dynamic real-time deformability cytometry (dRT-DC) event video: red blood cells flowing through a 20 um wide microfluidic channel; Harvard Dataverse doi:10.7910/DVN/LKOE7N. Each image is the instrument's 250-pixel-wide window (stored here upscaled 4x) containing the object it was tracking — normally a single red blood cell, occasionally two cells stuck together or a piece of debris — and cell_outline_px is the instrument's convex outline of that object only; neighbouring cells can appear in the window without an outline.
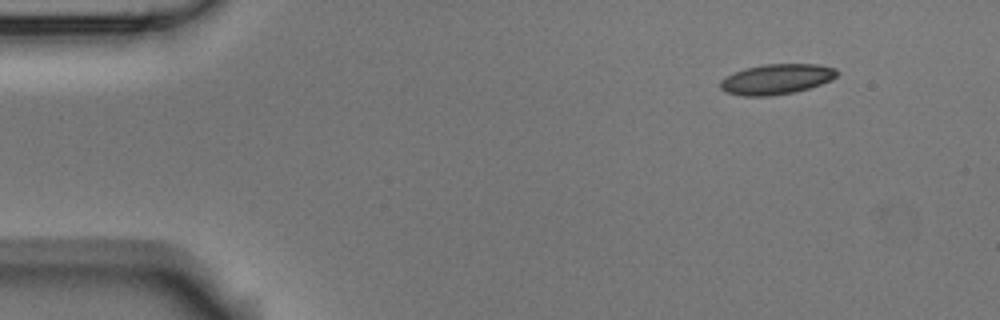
{"species": "Egyptian fruit bat (a non-hibernating species)", "species_latin": "Rousettus aegyptiacus", "temperature_condition": "room temperature", "stored_images_in_passage": 51, "camera_frame_rate_fps": 3000, "um_per_image_px": 0.085, "animal": {"sex": "male"}, "frame": {"image": 1, "passage_image": 1, "time_ms": 0.0, "image_size_px": [1000, 320], "cell_outline_px": [[840, 72], [832, 80], [796, 92], [768, 96], [744, 96], [728, 92], [720, 88], [720, 80], [732, 72], [744, 68], [764, 64], [816, 64], [836, 68]], "centroid_in_image_um": [66.0, 6.72], "position_along_channel_um": 19.0, "area_um2": 20.69}}
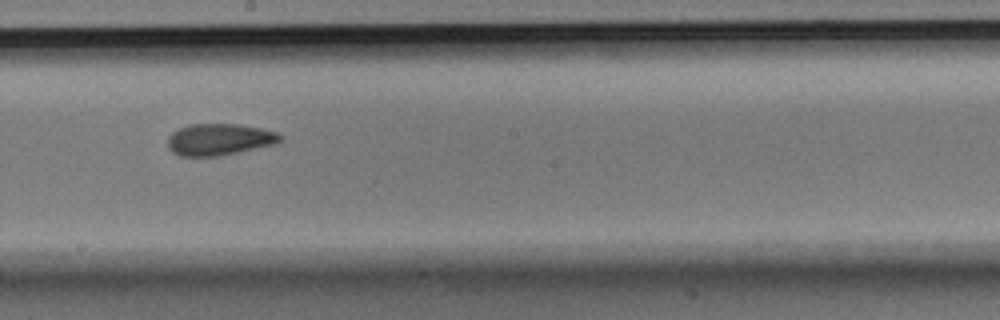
{"frame": {"image": 2, "passage_image": 26, "time_ms": 8.333, "image_size_px": [1000, 320], "cell_outline_px": [[284, 136], [276, 144], [216, 156], [180, 156], [172, 152], [168, 148], [168, 136], [172, 132], [188, 124], [236, 124], [260, 128], [280, 132]], "centroid_in_image_um": [18.64, 11.84], "position_along_channel_um": 229.6, "area_um2": 20.75}}
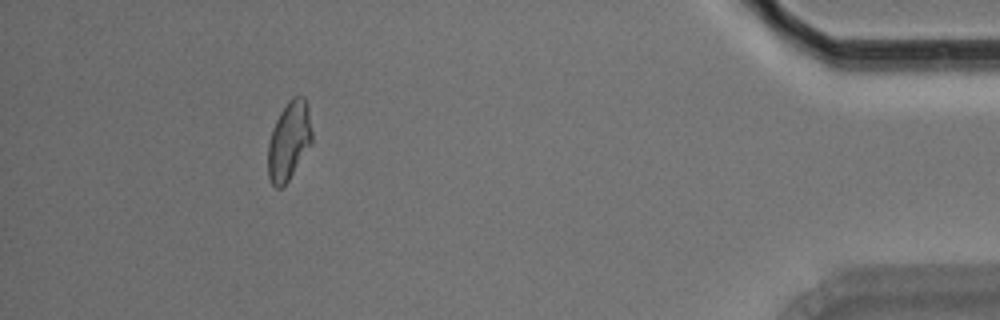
{"frame": {"image": 3, "passage_image": 46, "time_ms": 15.0, "image_size_px": [1000, 320], "cell_outline_px": [[312, 140], [288, 180], [280, 188], [276, 188], [272, 184], [268, 176], [268, 144], [272, 128], [280, 112], [288, 100], [292, 96], [304, 96], [308, 104], [312, 132]], "centroid_in_image_um": [24.55, 11.91], "position_along_channel_um": 410.6, "area_um2": 19.94}, "authors_computed_cell_mechanics": {"area_um2": 20.7502, "velocity_mm_per_s": 3.5791, "shape_relaxation_time_tau1_ms": null, "shape_relaxation_time_tau2_ms": 2.842, "deformation_change_tau1": null, "deformation_change_tau2": 0.0917}}